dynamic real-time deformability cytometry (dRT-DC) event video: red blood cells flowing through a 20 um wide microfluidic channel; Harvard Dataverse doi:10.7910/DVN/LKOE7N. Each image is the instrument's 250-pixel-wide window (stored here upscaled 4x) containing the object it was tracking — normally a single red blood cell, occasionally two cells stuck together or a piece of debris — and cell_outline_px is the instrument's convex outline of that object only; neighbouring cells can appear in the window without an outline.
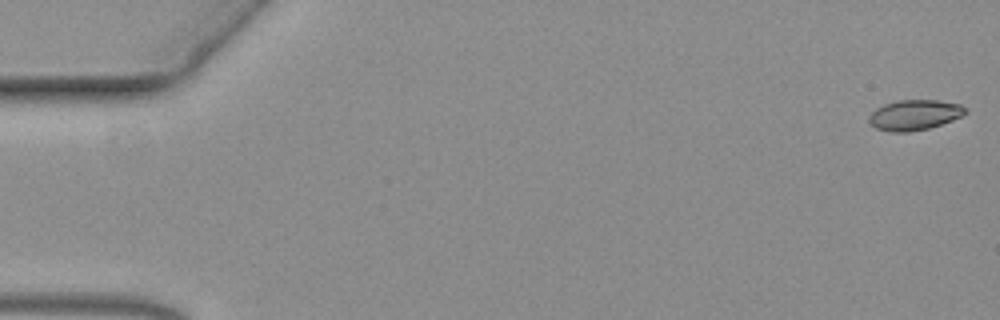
{"species": "common noctule bat (a hibernating species)", "species_latin": "Nyctalus noctula", "temperature_condition": "warm", "stored_images_in_passage": 60, "camera_frame_rate_fps": 3000, "um_per_image_px": 0.085, "animal": {"sex": "female", "body_mass_g": 19.3, "forearm_length_mm": 54.1}, "frame": {"image": 1, "passage_image": 1, "time_ms": 0.0, "image_size_px": [1000, 320], "cell_outline_px": [[968, 112], [952, 120], [928, 128], [908, 132], [892, 132], [876, 128], [868, 120], [868, 116], [876, 108], [884, 104], [896, 100], [936, 100], [960, 104], [968, 108]], "centroid_in_image_um": [77.73, 9.76], "position_along_channel_um": 7.3, "area_um2": 16.99}}
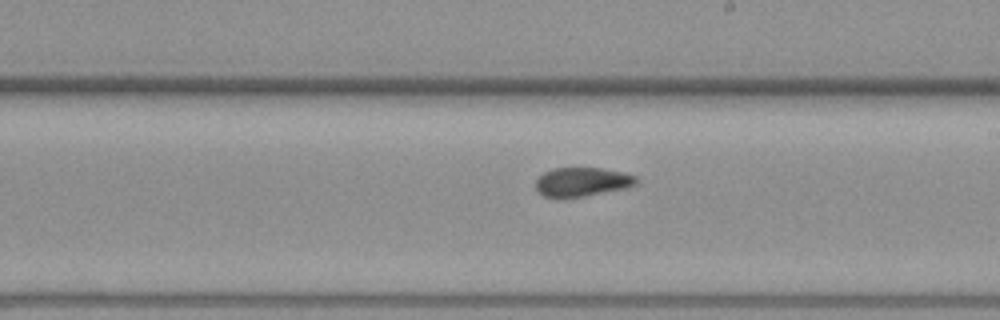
{"frame": {"image": 2, "passage_image": 35, "time_ms": 11.333, "image_size_px": [1000, 320], "cell_outline_px": [[640, 180], [636, 184], [620, 188], [584, 196], [544, 196], [536, 188], [536, 180], [544, 172], [552, 168], [604, 168], [624, 172], [636, 176]], "centroid_in_image_um": [49.49, 15.42], "position_along_channel_um": 239.5, "area_um2": 16.53}}
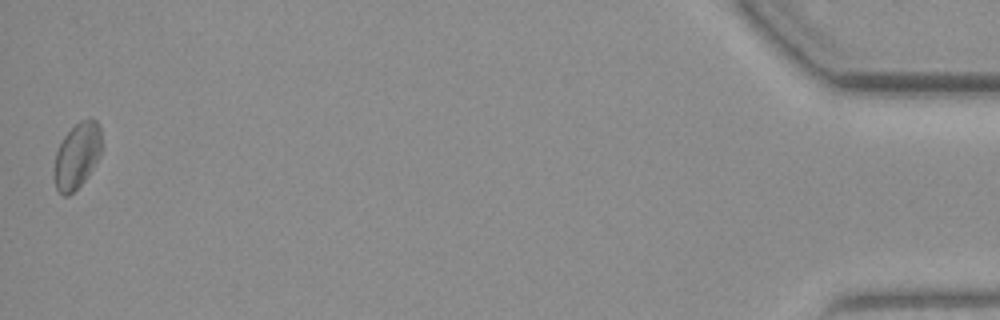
{"frame": {"image": 3, "passage_image": 60, "time_ms": 19.667, "image_size_px": [1000, 320], "cell_outline_px": [[104, 148], [100, 156], [88, 176], [68, 196], [64, 196], [56, 188], [52, 176], [56, 152], [64, 136], [80, 120], [92, 116], [100, 124], [104, 144]], "centroid_in_image_um": [6.59, 13.19], "position_along_channel_um": 428.6, "area_um2": 18.79}}